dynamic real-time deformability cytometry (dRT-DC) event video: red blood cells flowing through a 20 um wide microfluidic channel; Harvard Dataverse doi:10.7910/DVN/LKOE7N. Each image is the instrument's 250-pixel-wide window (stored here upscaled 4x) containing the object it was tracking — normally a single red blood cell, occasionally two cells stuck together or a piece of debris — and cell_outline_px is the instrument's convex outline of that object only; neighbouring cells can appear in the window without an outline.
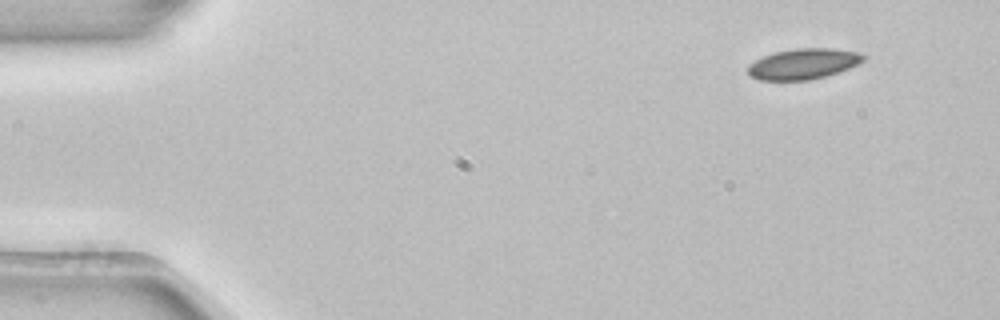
{"species": "common noctule bat (a hibernating species)", "species_latin": "Nyctalus noctula", "temperature_condition": "room temperature", "stored_images_in_passage": 4, "camera_frame_rate_fps": 3000, "um_per_image_px": 0.085, "animal": {"sex": "female", "body_mass_g": 22.7, "forearm_length_mm": 54.2}, "frame": {"image": 1, "passage_image": 1, "time_ms": 0.0, "image_size_px": [1000, 320], "cell_outline_px": [[864, 60], [848, 68], [824, 76], [808, 80], [760, 80], [748, 76], [748, 64], [764, 56], [776, 52], [796, 48], [832, 48], [856, 52], [864, 56]], "centroid_in_image_um": [68.22, 5.43], "position_along_channel_um": 16.8, "area_um2": 20.29}}
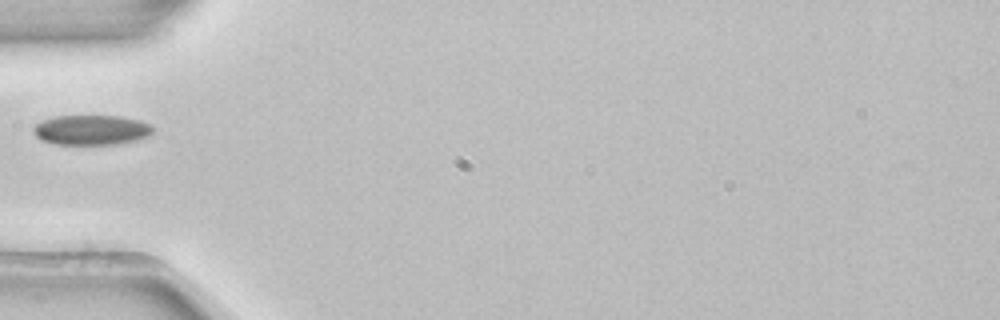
{"frame": {"image": 2, "passage_image": 4, "time_ms": 1.0, "image_size_px": [1000, 320], "cell_outline_px": [[152, 132], [148, 136], [136, 140], [116, 144], [56, 144], [44, 140], [36, 136], [32, 128], [36, 124], [44, 120], [56, 116], [120, 116], [140, 120], [148, 124], [152, 128]], "centroid_in_image_um": [7.77, 11.04], "position_along_channel_um": 77.2, "area_um2": 20.58}}